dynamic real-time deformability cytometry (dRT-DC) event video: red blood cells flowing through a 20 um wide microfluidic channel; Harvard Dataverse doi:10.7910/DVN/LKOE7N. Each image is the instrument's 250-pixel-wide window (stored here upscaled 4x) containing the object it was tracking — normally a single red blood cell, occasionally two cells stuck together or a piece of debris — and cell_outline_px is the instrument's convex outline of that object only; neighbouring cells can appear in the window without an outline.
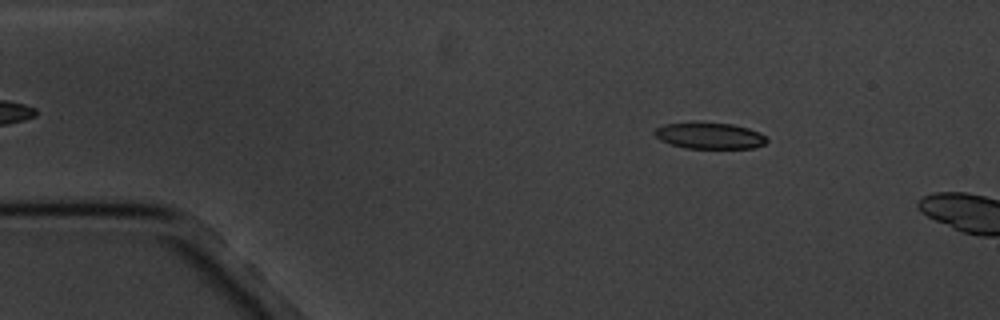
{"species": "common noctule bat (a hibernating species)", "species_latin": "Nyctalus noctula", "temperature_condition": "cold", "stored_images_in_passage": 3, "camera_frame_rate_fps": 3000, "um_per_image_px": 0.085, "animal": {"sex": "male", "body_mass_g": 20.1, "forearm_length_mm": 53.5}, "frame": {"image": 1, "passage_image": 2, "time_ms": 1.333, "image_size_px": [1000, 320], "cell_outline_px": [[768, 140], [764, 144], [752, 148], [688, 148], [672, 144], [660, 140], [652, 132], [656, 128], [664, 124], [732, 124], [748, 128], [760, 132]], "centroid_in_image_um": [60.34, 11.56], "position_along_channel_um": 24.7, "area_um2": 16.59}}